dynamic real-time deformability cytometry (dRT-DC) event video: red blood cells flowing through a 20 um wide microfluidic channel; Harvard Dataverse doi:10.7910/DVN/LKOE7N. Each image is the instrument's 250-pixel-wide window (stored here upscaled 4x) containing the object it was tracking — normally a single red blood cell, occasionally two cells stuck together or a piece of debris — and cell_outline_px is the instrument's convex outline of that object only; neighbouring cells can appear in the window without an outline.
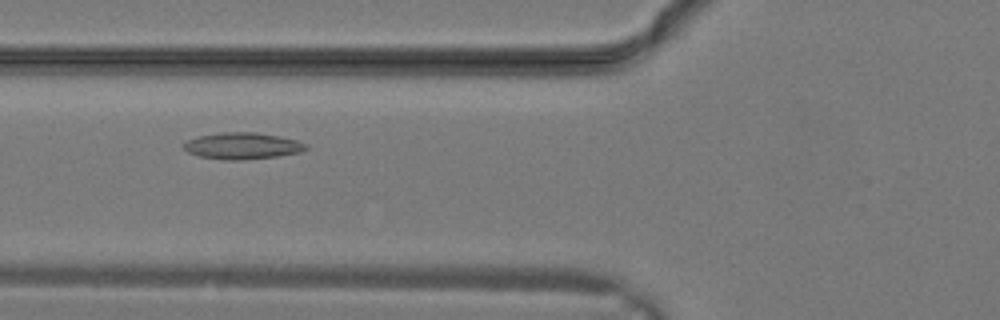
{"species": "common noctule bat (a hibernating species)", "species_latin": "Nyctalus noctula", "temperature_condition": "warm", "stored_images_in_passage": 9, "camera_frame_rate_fps": 3000, "um_per_image_px": 0.085, "animal": {"sex": "male", "body_mass_g": 19.2, "forearm_length_mm": 51.8}, "frame": {"image": 1, "passage_image": 5, "time_ms": 1.333, "image_size_px": [1000, 320], "cell_outline_px": [[308, 148], [300, 152], [276, 156], [240, 160], [224, 160], [200, 156], [188, 152], [184, 148], [184, 144], [188, 140], [200, 136], [224, 132], [256, 132], [280, 136], [296, 140], [308, 144]], "centroid_in_image_um": [20.64, 12.39], "position_along_channel_um": 105.2, "area_um2": 18.73}}
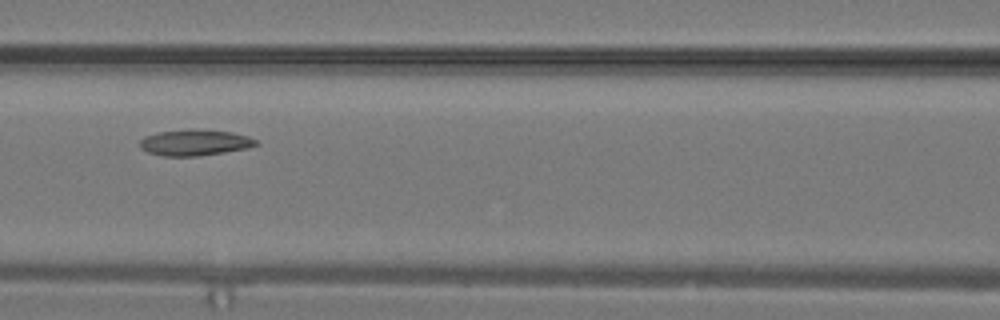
{"frame": {"image": 2, "passage_image": 7, "time_ms": 2.0, "image_size_px": [1000, 320], "cell_outline_px": [[260, 144], [248, 148], [200, 156], [164, 156], [148, 152], [140, 148], [140, 140], [144, 136], [160, 132], [192, 128], [232, 132], [248, 136], [256, 140]], "centroid_in_image_um": [16.57, 12.11], "position_along_channel_um": 150.0, "area_um2": 17.74}}
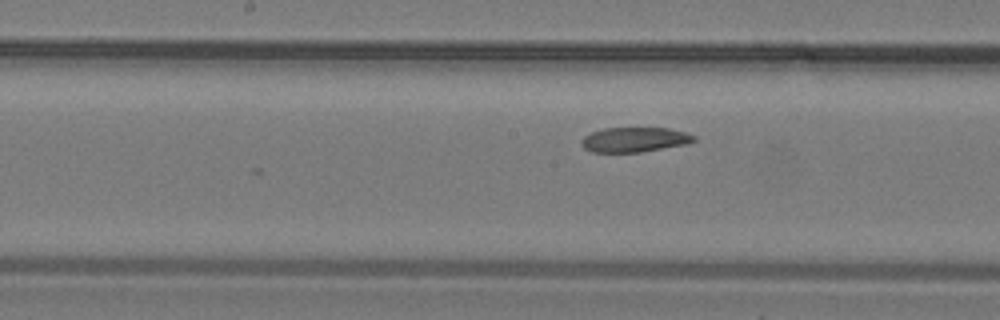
{"frame": {"image": 3, "passage_image": 9, "time_ms": 2.667, "image_size_px": [1000, 320], "cell_outline_px": [[696, 140], [688, 144], [640, 152], [592, 152], [584, 148], [580, 144], [580, 140], [584, 136], [592, 132], [604, 128], [668, 128], [684, 132], [696, 136]], "centroid_in_image_um": [53.92, 11.87], "position_along_channel_um": 194.3, "area_um2": 16.3}}